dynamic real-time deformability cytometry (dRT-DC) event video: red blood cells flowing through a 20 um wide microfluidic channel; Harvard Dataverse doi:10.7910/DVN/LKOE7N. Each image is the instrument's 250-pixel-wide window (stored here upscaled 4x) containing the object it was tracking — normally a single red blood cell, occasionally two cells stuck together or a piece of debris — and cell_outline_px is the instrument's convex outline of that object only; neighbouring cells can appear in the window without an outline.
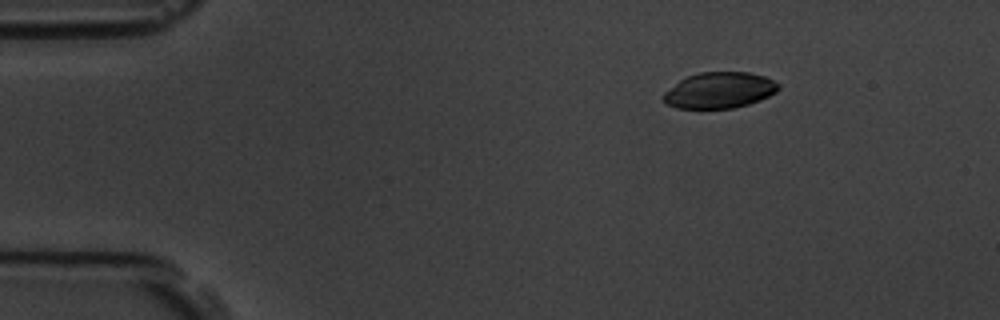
{"species": "common noctule bat (a hibernating species)", "species_latin": "Nyctalus noctula", "temperature_condition": "room temperature", "stored_images_in_passage": 4, "camera_frame_rate_fps": 3000, "um_per_image_px": 0.085, "animal": {"sex": "male", "body_mass_g": 19.5, "forearm_length_mm": 54.6}, "frame": {"image": 1, "passage_image": 1, "time_ms": 0.0, "image_size_px": [1000, 320], "cell_outline_px": [[780, 88], [776, 92], [760, 100], [748, 104], [732, 108], [676, 108], [668, 104], [664, 100], [664, 92], [680, 80], [688, 76], [700, 72], [748, 72], [764, 76], [780, 84]], "centroid_in_image_um": [61.17, 7.67], "position_along_channel_um": 23.8, "area_um2": 23.93}}
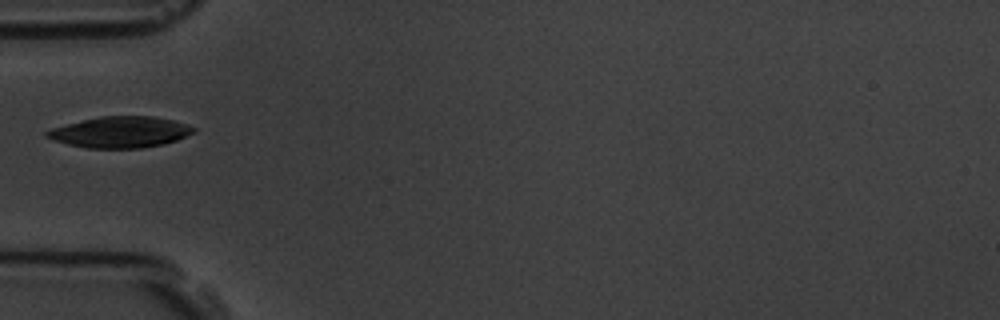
{"frame": {"image": 2, "passage_image": 4, "time_ms": 3.333, "image_size_px": [1000, 320], "cell_outline_px": [[196, 132], [176, 140], [164, 144], [140, 148], [88, 148], [68, 144], [44, 136], [44, 132], [52, 128], [100, 116], [152, 116], [172, 120], [188, 124], [196, 128]], "centroid_in_image_um": [10.26, 11.23], "position_along_channel_um": 74.7, "area_um2": 26.41}}